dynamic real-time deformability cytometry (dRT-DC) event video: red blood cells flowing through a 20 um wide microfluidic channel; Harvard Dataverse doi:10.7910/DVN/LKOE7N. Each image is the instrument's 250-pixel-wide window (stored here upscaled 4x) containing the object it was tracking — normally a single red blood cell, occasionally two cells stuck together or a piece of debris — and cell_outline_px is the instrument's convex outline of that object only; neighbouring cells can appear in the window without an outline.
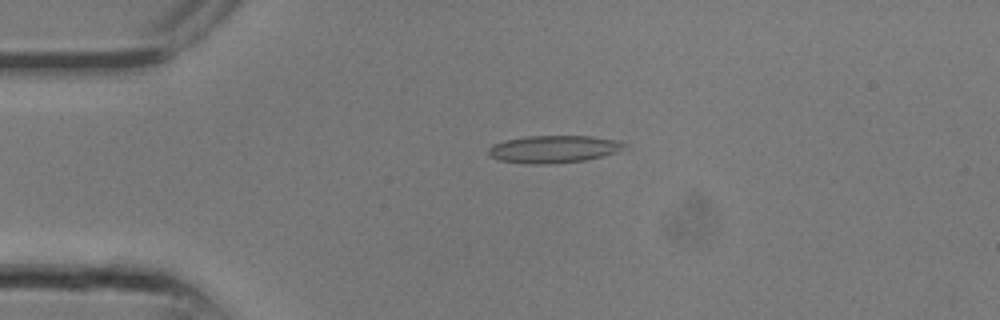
{"species": "common noctule bat (a hibernating species)", "species_latin": "Nyctalus noctula", "temperature_condition": "room temperature", "stored_images_in_passage": 11, "camera_frame_rate_fps": 3000, "um_per_image_px": 0.085, "animal": {"sex": "male", "body_mass_g": 13.3}, "frame": {"image": 1, "passage_image": 1, "time_ms": 0.0, "image_size_px": [1000, 320], "cell_outline_px": [[628, 148], [616, 152], [584, 160], [548, 164], [528, 164], [500, 160], [488, 156], [488, 148], [492, 144], [504, 140], [524, 136], [592, 136], [620, 140], [628, 144]], "centroid_in_image_um": [47.07, 12.66], "position_along_channel_um": 37.9, "area_um2": 21.96}}
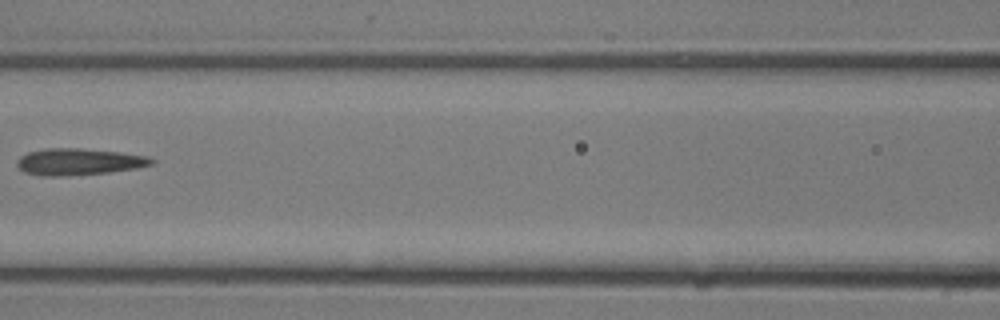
{"frame": {"image": 2, "passage_image": 7, "time_ms": 2.0, "image_size_px": [1000, 320], "cell_outline_px": [[156, 160], [152, 164], [136, 168], [108, 172], [68, 176], [40, 176], [24, 172], [16, 164], [16, 160], [20, 156], [28, 152], [44, 148], [80, 148], [120, 152], [148, 156]], "centroid_in_image_um": [6.67, 13.75], "position_along_channel_um": 159.9, "area_um2": 21.04}}
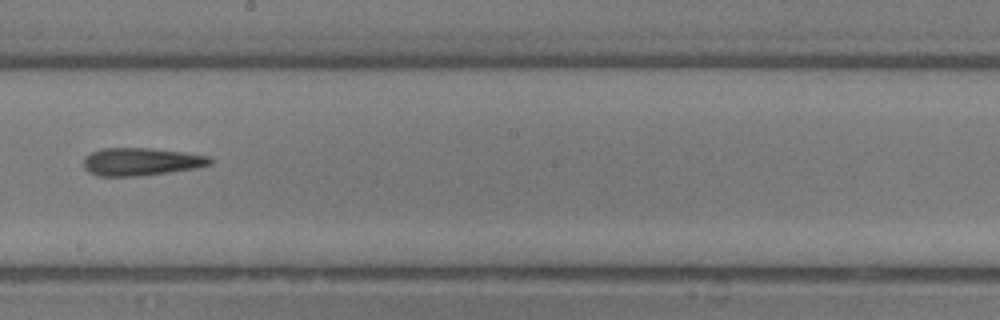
{"frame": {"image": 3, "passage_image": 10, "time_ms": 3.0, "image_size_px": [1000, 320], "cell_outline_px": [[216, 160], [212, 164], [196, 168], [168, 172], [136, 176], [100, 176], [88, 172], [84, 168], [84, 156], [100, 148], [152, 148], [184, 152], [212, 156]], "centroid_in_image_um": [12.04, 13.73], "position_along_channel_um": 236.2, "area_um2": 20.69}}